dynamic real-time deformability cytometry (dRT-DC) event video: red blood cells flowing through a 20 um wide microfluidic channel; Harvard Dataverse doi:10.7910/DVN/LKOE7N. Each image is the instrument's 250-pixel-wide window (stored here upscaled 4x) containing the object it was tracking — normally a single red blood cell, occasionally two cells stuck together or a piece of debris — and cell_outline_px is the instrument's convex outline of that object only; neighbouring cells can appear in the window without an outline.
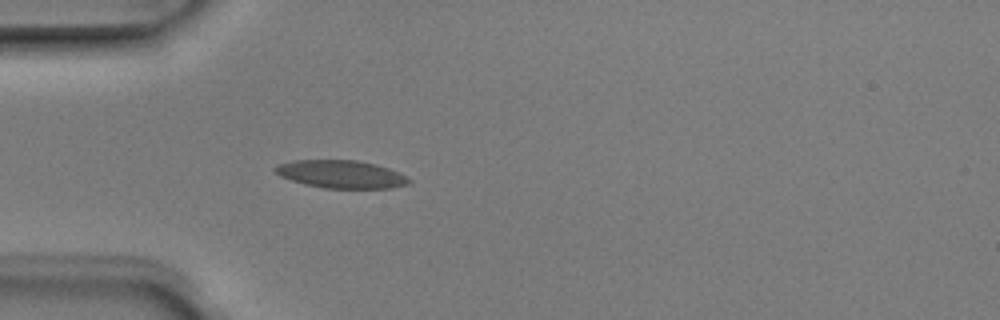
{"species": "Egyptian fruit bat (a non-hibernating species)", "species_latin": "Rousettus aegyptiacus", "temperature_condition": "room temperature", "stored_images_in_passage": 4, "camera_frame_rate_fps": 3000, "um_per_image_px": 0.085, "animal": {"sex": "male"}, "frame": {"image": 1, "passage_image": 4, "time_ms": 1.0, "image_size_px": [1000, 320], "cell_outline_px": [[412, 180], [408, 184], [388, 188], [324, 188], [304, 184], [280, 176], [272, 168], [280, 164], [292, 160], [356, 160], [376, 164], [400, 172]], "centroid_in_image_um": [29.0, 14.8], "position_along_channel_um": 56.0, "area_um2": 21.68}}